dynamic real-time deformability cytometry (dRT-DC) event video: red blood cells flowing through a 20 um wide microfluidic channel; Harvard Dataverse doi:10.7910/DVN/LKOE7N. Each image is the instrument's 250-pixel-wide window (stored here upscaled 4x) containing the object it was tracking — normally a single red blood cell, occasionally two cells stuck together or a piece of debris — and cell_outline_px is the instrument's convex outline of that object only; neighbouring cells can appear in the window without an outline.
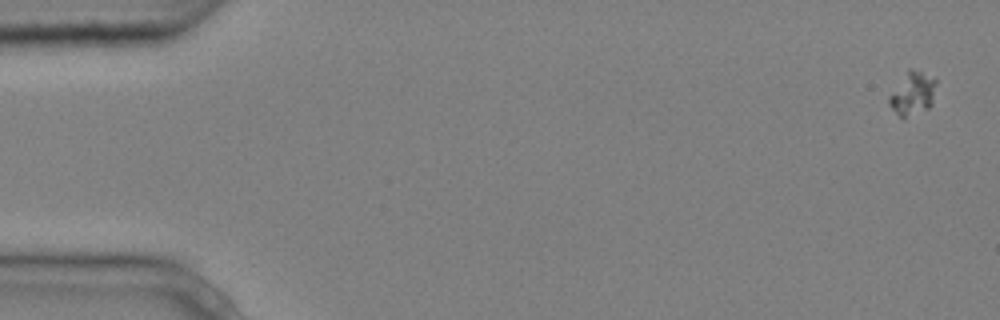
{"species": "common noctule bat (a hibernating species)", "species_latin": "Nyctalus noctula", "temperature_condition": "cold", "stored_images_in_passage": 9, "camera_frame_rate_fps": 3000, "um_per_image_px": 0.085, "animal": {"sex": "male", "body_mass_g": 20.4}, "frame": {"image": 1, "passage_image": 1, "time_ms": 0.0, "image_size_px": [1000, 320], "cell_outline_px": [[936, 84], [932, 104], [928, 108], [904, 120], [888, 104], [888, 96], [908, 68], [920, 72], [936, 80]], "centroid_in_image_um": [77.54, 7.98], "position_along_channel_um": 7.5, "area_um2": 11.79}}
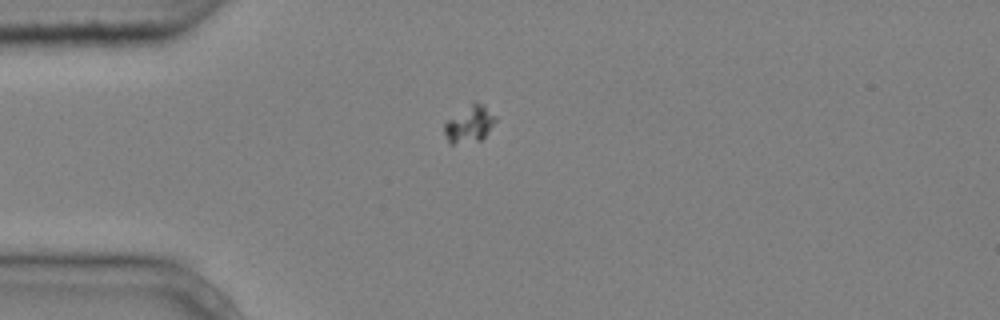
{"frame": {"image": 2, "passage_image": 4, "time_ms": 1.0, "image_size_px": [1000, 320], "cell_outline_px": [[496, 120], [484, 136], [480, 140], [452, 144], [448, 144], [444, 132], [444, 124], [448, 120], [472, 100], [476, 100], [484, 104], [496, 116]], "centroid_in_image_um": [39.89, 10.5], "position_along_channel_um": 45.1, "area_um2": 11.04}}
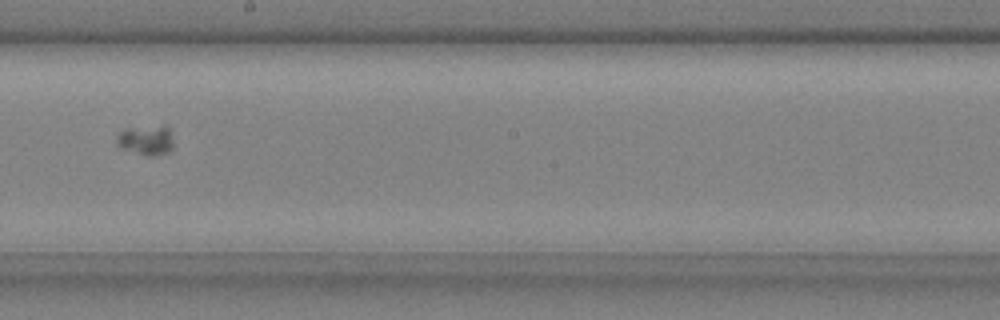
{"frame": {"image": 3, "passage_image": 9, "time_ms": 2.667, "image_size_px": [1000, 320], "cell_outline_px": [[172, 148], [168, 152], [152, 156], [148, 156], [120, 148], [116, 144], [116, 136], [124, 128], [164, 124], [168, 128], [172, 140]], "centroid_in_image_um": [12.38, 11.88], "position_along_channel_um": 235.8, "area_um2": 10.06}}